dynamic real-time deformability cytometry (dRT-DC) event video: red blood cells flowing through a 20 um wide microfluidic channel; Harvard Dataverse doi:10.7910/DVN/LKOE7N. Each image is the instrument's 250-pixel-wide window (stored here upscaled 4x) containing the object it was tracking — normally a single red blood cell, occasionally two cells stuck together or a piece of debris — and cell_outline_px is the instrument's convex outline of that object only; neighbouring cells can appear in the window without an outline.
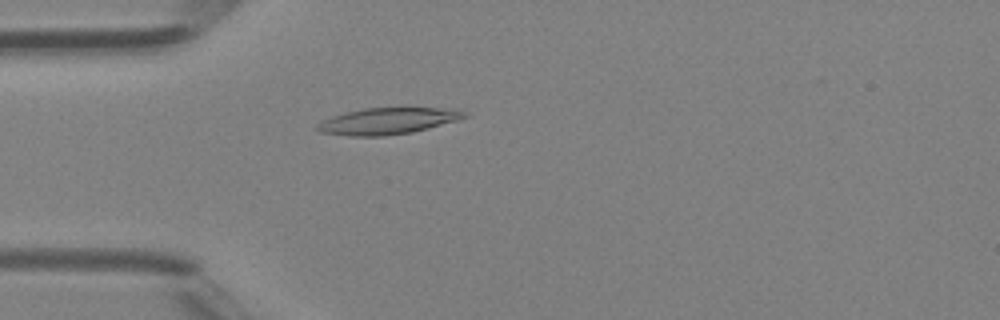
{"species": "Egyptian fruit bat (a non-hibernating species)", "species_latin": "Rousettus aegyptiacus", "temperature_condition": "room temperature", "stored_images_in_passage": 46, "camera_frame_rate_fps": 3000, "um_per_image_px": 0.085, "animal": {"sex": "female"}, "frame": {"image": 1, "passage_image": 13, "time_ms": 4.0, "image_size_px": [1000, 320], "cell_outline_px": [[468, 116], [460, 120], [412, 132], [384, 136], [348, 136], [320, 132], [316, 128], [316, 124], [332, 116], [344, 112], [364, 108], [460, 108], [468, 112]], "centroid_in_image_um": [33.01, 10.28], "position_along_channel_um": 52.0, "area_um2": 22.95}}
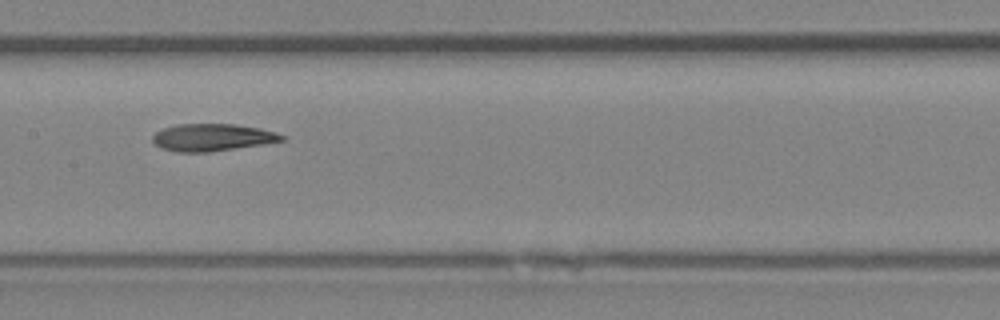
{"frame": {"image": 2, "passage_image": 23, "time_ms": 7.333, "image_size_px": [1000, 320], "cell_outline_px": [[288, 136], [284, 140], [264, 144], [208, 152], [176, 152], [160, 148], [152, 140], [152, 136], [156, 132], [164, 128], [176, 124], [236, 124], [260, 128], [276, 132]], "centroid_in_image_um": [18.06, 11.68], "position_along_channel_um": 189.3, "area_um2": 20.63}}
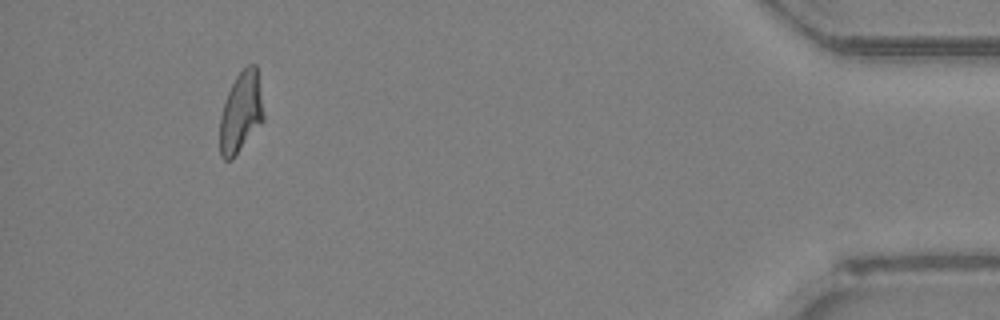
{"frame": {"image": 3, "passage_image": 43, "time_ms": 14.0, "image_size_px": [1000, 320], "cell_outline_px": [[264, 120], [232, 160], [224, 160], [220, 156], [220, 116], [224, 100], [236, 76], [248, 64], [256, 64], [264, 116]], "centroid_in_image_um": [20.46, 9.57], "position_along_channel_um": 414.7, "area_um2": 20.46}, "authors_computed_cell_mechanics": {"area_um2": 21.097, "velocity_mm_per_s": 4.3966, "shape_relaxation_time_tau1_ms": 10.3095, "shape_relaxation_time_tau2_ms": 3.8717, "deformation_change_tau1": 0.2583, "deformation_change_tau2": 0.1389}}